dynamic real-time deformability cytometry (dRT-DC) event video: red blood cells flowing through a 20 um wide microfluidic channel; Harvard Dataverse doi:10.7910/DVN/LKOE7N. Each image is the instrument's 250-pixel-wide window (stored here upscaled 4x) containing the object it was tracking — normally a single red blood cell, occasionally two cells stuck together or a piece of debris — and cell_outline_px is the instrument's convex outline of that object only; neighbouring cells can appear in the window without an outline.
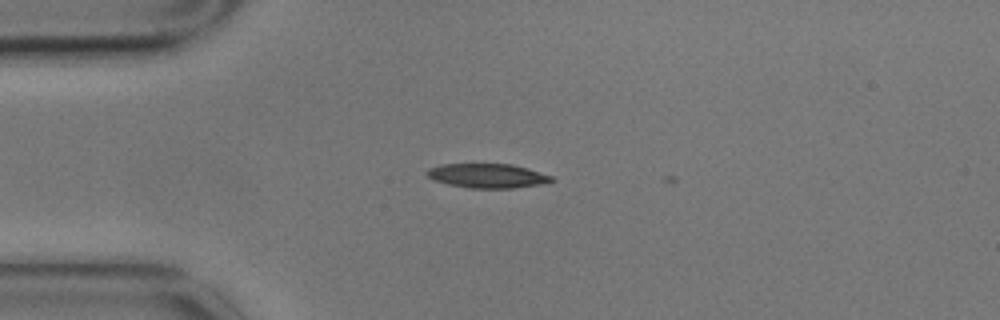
{"species": "common noctule bat (a hibernating species)", "species_latin": "Nyctalus noctula", "temperature_condition": "cold", "stored_images_in_passage": 3, "camera_frame_rate_fps": 3000, "um_per_image_px": 0.085, "animal": {"sex": "male", "body_mass_g": 17.9}, "frame": {"image": 1, "passage_image": 2, "time_ms": 0.333, "image_size_px": [1000, 320], "cell_outline_px": [[556, 180], [548, 184], [512, 188], [468, 188], [448, 184], [432, 180], [424, 172], [428, 168], [440, 164], [512, 164], [528, 168], [552, 176]], "centroid_in_image_um": [41.46, 14.94], "position_along_channel_um": 43.5, "area_um2": 17.98}}